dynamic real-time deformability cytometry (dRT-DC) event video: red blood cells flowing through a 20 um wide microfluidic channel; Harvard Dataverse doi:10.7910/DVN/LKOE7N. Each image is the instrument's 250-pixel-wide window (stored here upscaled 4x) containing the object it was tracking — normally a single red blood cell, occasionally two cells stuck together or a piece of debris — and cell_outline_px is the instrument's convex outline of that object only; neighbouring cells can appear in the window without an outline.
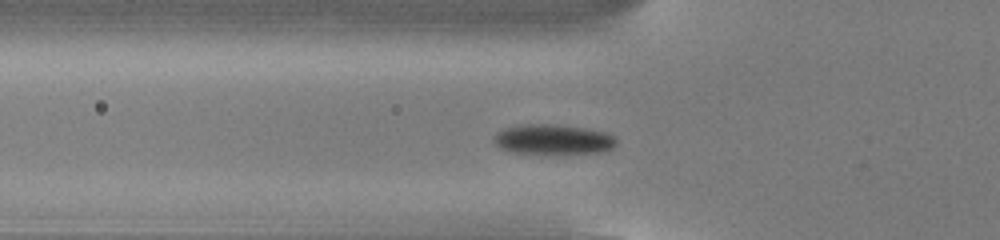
{"species": "common noctule bat (a hibernating species)", "species_latin": "Nyctalus noctula", "temperature_condition": "cold", "stored_images_in_passage": 48, "camera_frame_rate_fps": 3000, "um_per_image_px": 0.085, "animal": {"sex": "male", "body_mass_g": 13.0, "forearm_length_mm": 53.1}, "frame": {"image": 1, "passage_image": 13, "time_ms": 4.0, "image_size_px": [1000, 240], "cell_outline_px": [[616, 144], [612, 148], [600, 152], [508, 152], [500, 148], [496, 144], [496, 132], [504, 128], [520, 124], [552, 124], [584, 128], [604, 132], [616, 136]], "centroid_in_image_um": [47.01, 11.82], "position_along_channel_um": 78.8, "area_um2": 20.87}}
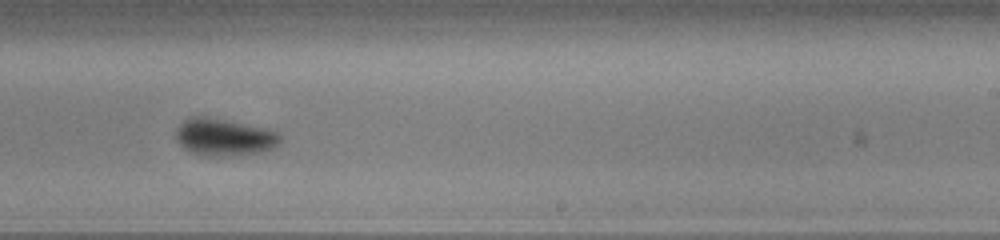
{"frame": {"image": 2, "passage_image": 28, "time_ms": 9.0, "image_size_px": [1000, 240], "cell_outline_px": [[280, 144], [276, 148], [260, 152], [232, 156], [204, 156], [188, 152], [176, 140], [176, 128], [184, 120], [192, 116], [208, 116], [264, 128], [276, 132], [280, 136]], "centroid_in_image_um": [19.03, 11.67], "position_along_channel_um": 270.0, "area_um2": 22.83}}
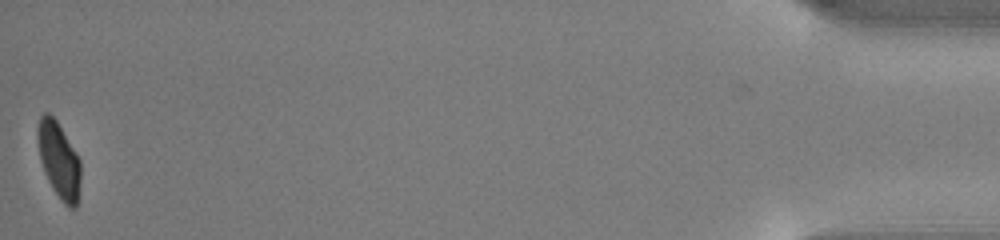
{"frame": {"image": 3, "passage_image": 48, "time_ms": 15.667, "image_size_px": [1000, 240], "cell_outline_px": [[80, 180], [76, 208], [68, 208], [60, 200], [52, 188], [44, 172], [40, 160], [36, 140], [36, 132], [40, 116], [44, 112], [48, 112], [56, 120], [76, 152], [80, 160]], "centroid_in_image_um": [4.98, 13.61], "position_along_channel_um": 430.2, "area_um2": 19.19}, "authors_computed_cell_mechanics": {"area_um2": 20.8658, "velocity_mm_per_s": 3.8284, "shape_relaxation_time_tau1_ms": 2.5734, "shape_relaxation_time_tau2_ms": null, "deformation_change_tau1": 0.1268, "deformation_change_tau2": null}}